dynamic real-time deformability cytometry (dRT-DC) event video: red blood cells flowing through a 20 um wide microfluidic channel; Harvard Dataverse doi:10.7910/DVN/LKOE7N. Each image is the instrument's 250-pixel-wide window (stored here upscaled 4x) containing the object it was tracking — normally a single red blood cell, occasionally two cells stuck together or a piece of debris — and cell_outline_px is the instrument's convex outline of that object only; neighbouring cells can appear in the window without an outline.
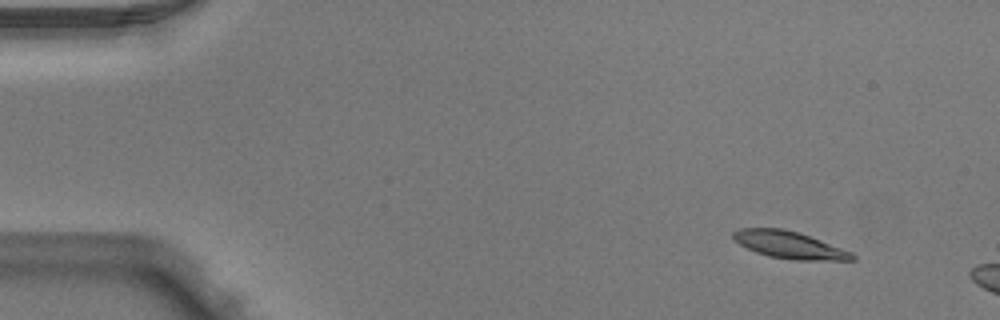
{"species": "Egyptian fruit bat (a non-hibernating species)", "species_latin": "Rousettus aegyptiacus", "temperature_condition": "warm", "stored_images_in_passage": 3, "camera_frame_rate_fps": 3000, "um_per_image_px": 0.085, "animal": {"sex": "male"}, "frame": {"image": 1, "passage_image": 1, "time_ms": 0.0, "image_size_px": [1000, 320], "cell_outline_px": [[856, 260], [792, 260], [768, 256], [756, 252], [740, 244], [732, 236], [732, 232], [740, 228], [784, 228], [808, 236], [852, 252], [856, 256]], "centroid_in_image_um": [67.09, 20.82], "position_along_channel_um": 17.9, "area_um2": 18.61}}